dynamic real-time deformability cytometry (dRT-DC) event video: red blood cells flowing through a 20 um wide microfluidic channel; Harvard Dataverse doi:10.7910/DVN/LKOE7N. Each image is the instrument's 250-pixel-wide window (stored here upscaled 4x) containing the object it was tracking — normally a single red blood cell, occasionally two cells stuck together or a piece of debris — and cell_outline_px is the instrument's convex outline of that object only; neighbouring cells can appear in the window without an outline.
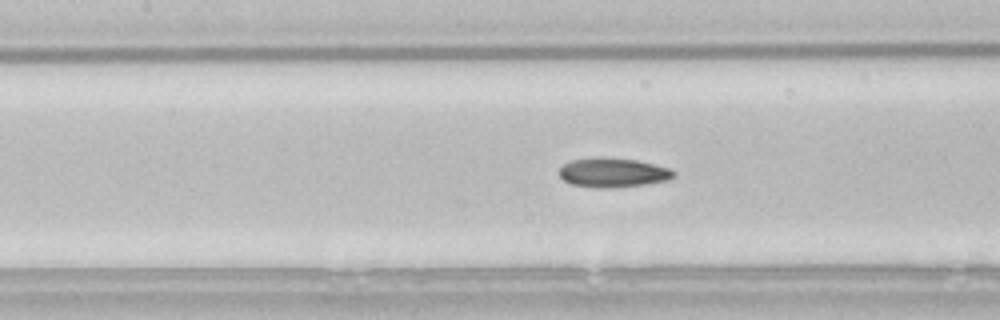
{"species": "common noctule bat (a hibernating species)", "species_latin": "Nyctalus noctula", "temperature_condition": "room temperature", "stored_images_in_passage": 44, "camera_frame_rate_fps": 3000, "um_per_image_px": 0.085, "animal": {"sex": "male", "body_mass_g": 21.5, "forearm_length_mm": 52.0}, "frame": {"image": 1, "passage_image": 14, "time_ms": 4.333, "image_size_px": [1000, 320], "cell_outline_px": [[676, 176], [668, 180], [644, 184], [612, 188], [596, 188], [572, 184], [564, 180], [560, 176], [560, 168], [564, 164], [572, 160], [636, 160], [668, 168], [676, 172]], "centroid_in_image_um": [52.14, 14.73], "position_along_channel_um": 155.3, "area_um2": 18.61}}
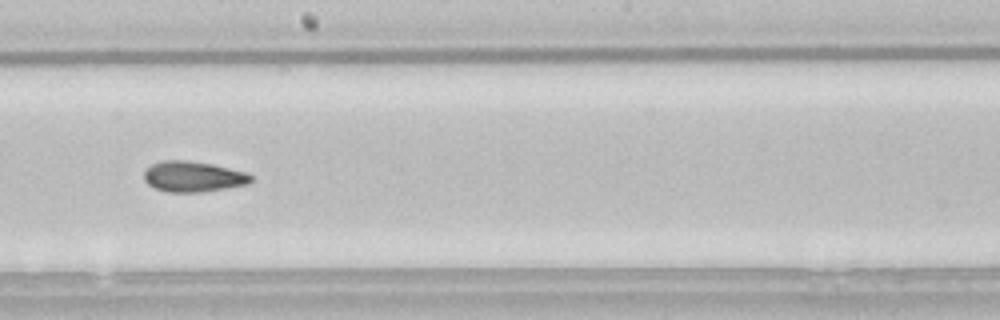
{"frame": {"image": 2, "passage_image": 20, "time_ms": 6.333, "image_size_px": [1000, 320], "cell_outline_px": [[252, 180], [248, 184], [228, 188], [204, 192], [168, 192], [156, 188], [148, 184], [144, 180], [144, 172], [152, 164], [160, 160], [184, 160], [212, 164], [248, 172], [252, 176]], "centroid_in_image_um": [16.44, 15.01], "position_along_channel_um": 231.8, "area_um2": 19.19}}
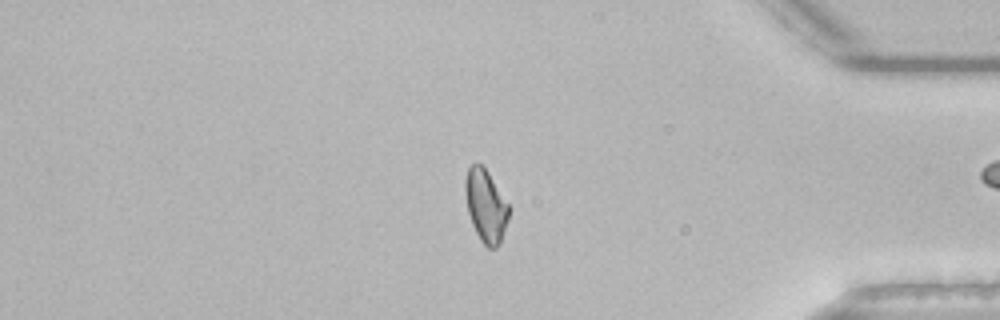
{"frame": {"image": 3, "passage_image": 35, "time_ms": 11.333, "image_size_px": [1000, 320], "cell_outline_px": [[508, 220], [500, 244], [496, 248], [488, 248], [480, 240], [472, 224], [468, 212], [464, 192], [464, 180], [468, 168], [472, 164], [480, 164], [488, 172], [508, 204]], "centroid_in_image_um": [41.27, 17.51], "position_along_channel_um": 393.9, "area_um2": 18.32}, "authors_computed_cell_mechanics": {"area_um2": 18.9873, "velocity_mm_per_s": 3.823, "shape_relaxation_time_tau1_ms": null, "shape_relaxation_time_tau2_ms": 3.8504, "deformation_change_tau1": null, "deformation_change_tau2": 0.1037}}